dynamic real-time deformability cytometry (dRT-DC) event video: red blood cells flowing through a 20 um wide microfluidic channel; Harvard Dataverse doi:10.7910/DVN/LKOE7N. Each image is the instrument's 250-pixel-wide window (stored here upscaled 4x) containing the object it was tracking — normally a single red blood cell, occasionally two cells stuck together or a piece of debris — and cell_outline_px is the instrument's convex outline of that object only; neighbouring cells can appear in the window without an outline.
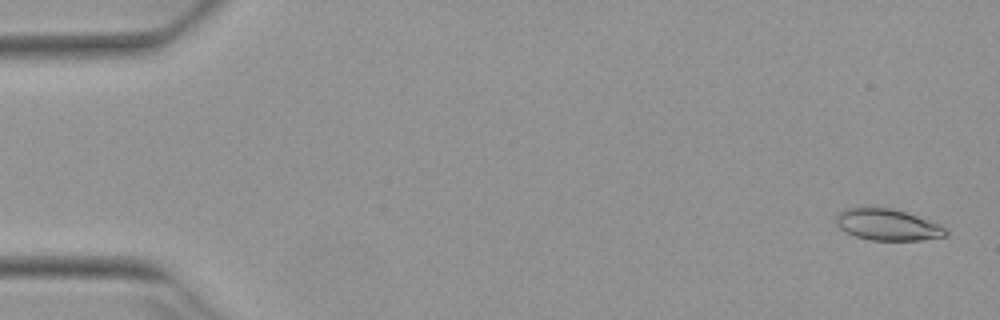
{"species": "Egyptian fruit bat (a non-hibernating species)", "species_latin": "Rousettus aegyptiacus", "temperature_condition": "warm", "stored_images_in_passage": 6, "camera_frame_rate_fps": 3000, "um_per_image_px": 0.085, "animal": {"sex": "female"}, "frame": {"image": 1, "passage_image": 1, "time_ms": 0.0, "image_size_px": [1000, 320], "cell_outline_px": [[948, 236], [920, 240], [872, 240], [856, 236], [840, 228], [836, 224], [836, 216], [844, 208], [892, 208], [940, 224], [948, 232]], "centroid_in_image_um": [75.46, 19.11], "position_along_channel_um": 9.5, "area_um2": 19.77}}
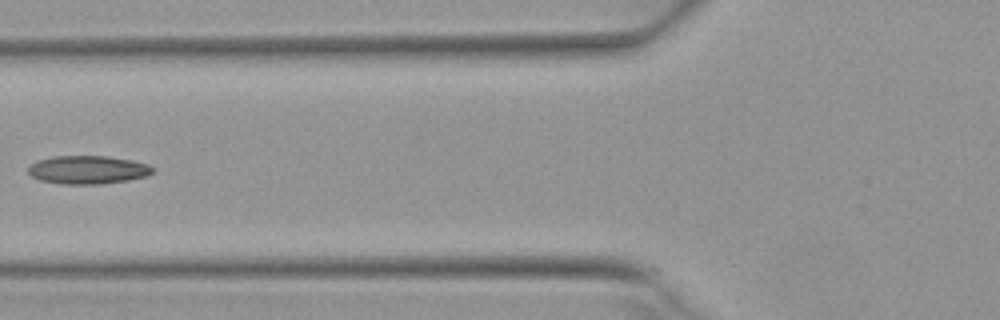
{"frame": {"image": 2, "passage_image": 5, "time_ms": 1.333, "image_size_px": [1000, 320], "cell_outline_px": [[156, 168], [152, 172], [144, 176], [128, 180], [100, 184], [64, 184], [40, 180], [32, 176], [28, 172], [28, 164], [36, 160], [52, 156], [108, 156], [132, 160], [148, 164]], "centroid_in_image_um": [7.43, 14.42], "position_along_channel_um": 118.4, "area_um2": 20.63}}
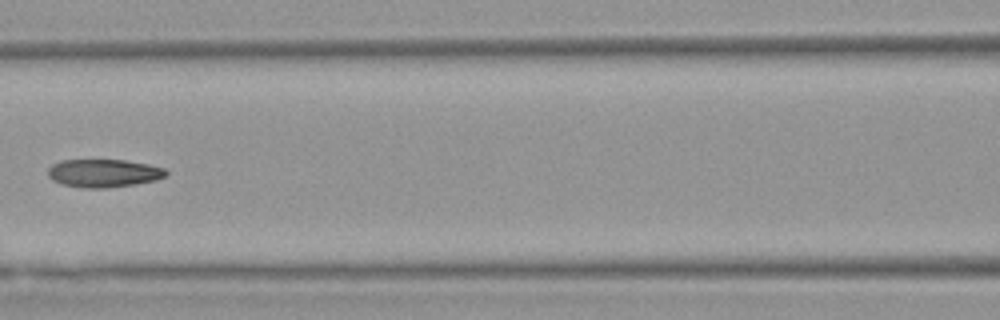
{"frame": {"image": 3, "passage_image": 6, "time_ms": 1.667, "image_size_px": [1000, 320], "cell_outline_px": [[168, 172], [164, 176], [156, 180], [136, 184], [108, 188], [84, 188], [60, 184], [52, 180], [48, 176], [48, 168], [52, 164], [60, 160], [124, 160], [148, 164], [164, 168]], "centroid_in_image_um": [8.78, 14.72], "position_along_channel_um": 157.8, "area_um2": 19.42}}